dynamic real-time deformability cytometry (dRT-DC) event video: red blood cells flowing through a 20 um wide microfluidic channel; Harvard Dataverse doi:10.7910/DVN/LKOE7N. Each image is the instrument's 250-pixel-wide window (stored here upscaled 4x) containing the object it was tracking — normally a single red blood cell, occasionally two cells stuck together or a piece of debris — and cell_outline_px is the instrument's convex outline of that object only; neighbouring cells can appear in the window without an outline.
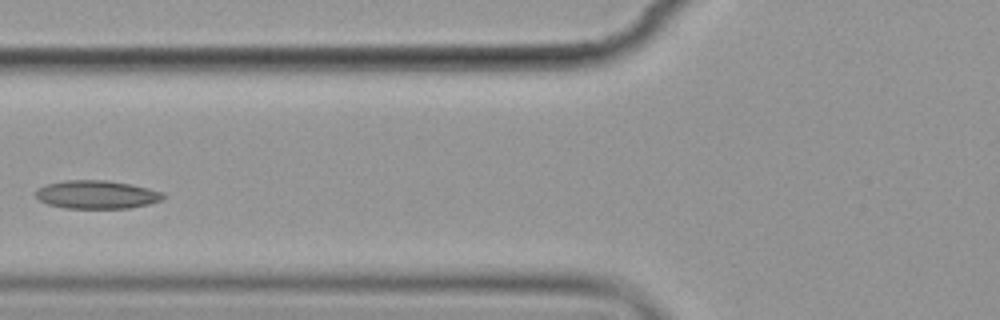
{"species": "common noctule bat (a hibernating species)", "species_latin": "Nyctalus noctula", "temperature_condition": "cold", "stored_images_in_passage": 6, "camera_frame_rate_fps": 3000, "um_per_image_px": 0.085, "animal": {"sex": "female", "body_mass_g": 19.9}, "frame": {"image": 1, "passage_image": 5, "time_ms": 4.667, "image_size_px": [1000, 320], "cell_outline_px": [[164, 196], [160, 200], [148, 204], [132, 208], [64, 208], [48, 204], [40, 200], [36, 196], [36, 192], [40, 188], [48, 184], [64, 180], [104, 180], [132, 184], [164, 192]], "centroid_in_image_um": [8.25, 16.54], "position_along_channel_um": 117.6, "area_um2": 20.87}}
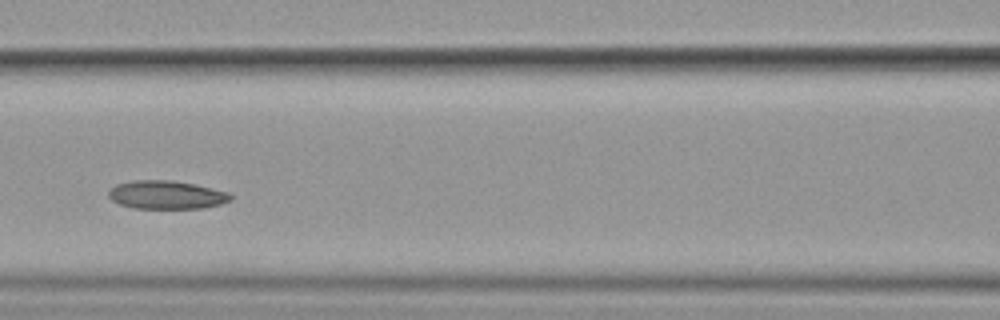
{"frame": {"image": 2, "passage_image": 6, "time_ms": 5.667, "image_size_px": [1000, 320], "cell_outline_px": [[232, 200], [220, 204], [204, 208], [132, 208], [120, 204], [112, 200], [108, 196], [108, 192], [116, 184], [136, 180], [168, 180], [192, 184], [228, 192], [232, 196]], "centroid_in_image_um": [14.14, 16.57], "position_along_channel_um": 152.5, "area_um2": 19.94}}